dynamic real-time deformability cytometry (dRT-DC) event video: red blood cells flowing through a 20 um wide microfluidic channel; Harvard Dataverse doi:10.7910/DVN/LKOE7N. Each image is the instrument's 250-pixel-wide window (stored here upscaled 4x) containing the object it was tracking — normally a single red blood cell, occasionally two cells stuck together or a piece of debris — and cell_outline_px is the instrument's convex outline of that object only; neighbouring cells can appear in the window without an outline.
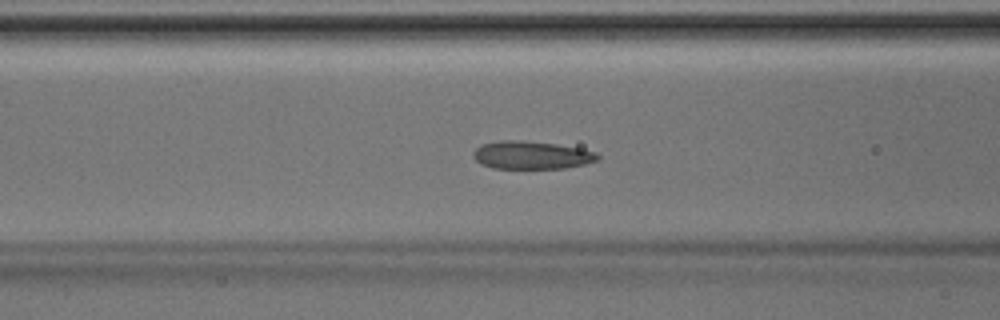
{"species": "Egyptian fruit bat (a non-hibernating species)", "species_latin": "Rousettus aegyptiacus", "temperature_condition": "room temperature", "stored_images_in_passage": 47, "camera_frame_rate_fps": 3000, "um_per_image_px": 0.085, "animal": {"sex": "male"}, "frame": {"image": 1, "passage_image": 19, "time_ms": 6.0, "image_size_px": [1000, 320], "cell_outline_px": [[600, 156], [596, 160], [584, 164], [564, 168], [492, 168], [480, 164], [472, 156], [472, 152], [480, 144], [500, 140], [524, 140], [556, 144], [580, 148], [596, 152]], "centroid_in_image_um": [45.13, 13.17], "position_along_channel_um": 121.5, "area_um2": 20.35}}
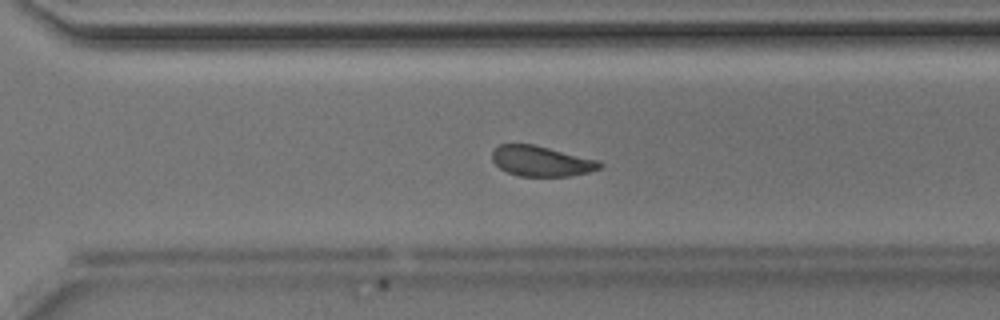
{"frame": {"image": 2, "passage_image": 33, "time_ms": 10.667, "image_size_px": [1000, 320], "cell_outline_px": [[604, 164], [600, 168], [588, 172], [568, 176], [520, 176], [508, 172], [500, 168], [492, 160], [492, 152], [500, 144], [532, 144], [600, 160]], "centroid_in_image_um": [46.03, 13.69], "position_along_channel_um": 324.6, "area_um2": 18.9}}
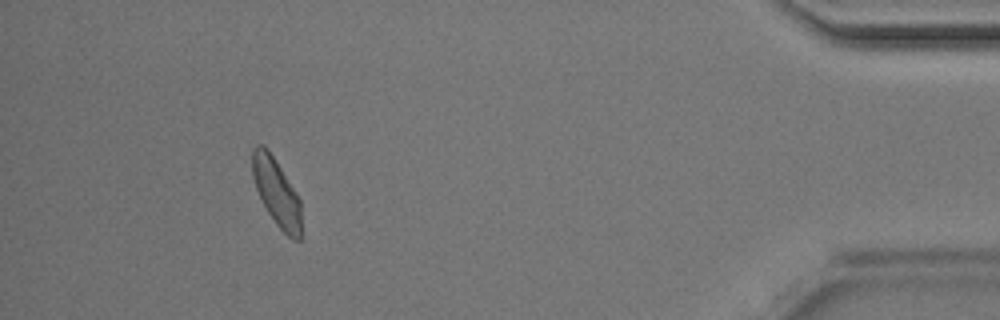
{"frame": {"image": 3, "passage_image": 43, "time_ms": 14.0, "image_size_px": [1000, 320], "cell_outline_px": [[300, 240], [292, 240], [276, 224], [268, 212], [256, 188], [252, 176], [252, 148], [256, 144], [264, 144], [268, 148], [300, 200]], "centroid_in_image_um": [23.47, 16.3], "position_along_channel_um": 411.7, "area_um2": 18.9}}